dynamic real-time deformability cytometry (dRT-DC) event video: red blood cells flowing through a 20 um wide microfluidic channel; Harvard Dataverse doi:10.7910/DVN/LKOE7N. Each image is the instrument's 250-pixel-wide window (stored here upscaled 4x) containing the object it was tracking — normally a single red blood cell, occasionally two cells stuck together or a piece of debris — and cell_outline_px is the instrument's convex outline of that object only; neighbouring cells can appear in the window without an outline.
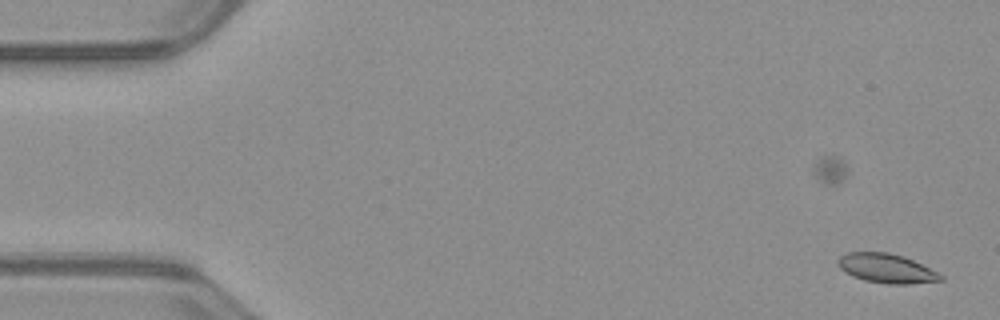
{"species": "common noctule bat (a hibernating species)", "species_latin": "Nyctalus noctula", "temperature_condition": "warm", "stored_images_in_passage": 9, "camera_frame_rate_fps": 3000, "um_per_image_px": 0.085, "animal": {"sex": "male", "body_mass_g": 23.1, "forearm_length_mm": 52.7}, "frame": {"image": 1, "passage_image": 1, "time_ms": 0.0, "image_size_px": [1000, 320], "cell_outline_px": [[944, 280], [908, 284], [888, 284], [864, 280], [852, 276], [844, 272], [836, 264], [836, 260], [840, 256], [848, 252], [888, 252], [904, 256], [940, 272], [944, 276]], "centroid_in_image_um": [75.36, 22.81], "position_along_channel_um": 9.6, "area_um2": 17.8}}